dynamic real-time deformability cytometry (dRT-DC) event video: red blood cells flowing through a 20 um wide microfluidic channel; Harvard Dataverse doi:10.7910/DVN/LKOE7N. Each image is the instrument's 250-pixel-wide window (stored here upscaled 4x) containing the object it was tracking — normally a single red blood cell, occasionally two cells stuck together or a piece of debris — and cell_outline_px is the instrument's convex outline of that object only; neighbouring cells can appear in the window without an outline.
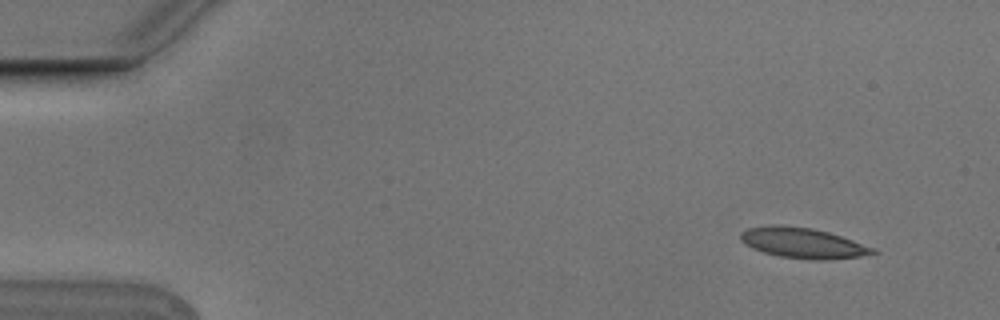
{"species": "Egyptian fruit bat (a non-hibernating species)", "species_latin": "Rousettus aegyptiacus", "temperature_condition": "cold", "stored_images_in_passage": 4, "camera_frame_rate_fps": 3000, "um_per_image_px": 0.085, "animal": {"sex": "male"}, "frame": {"image": 1, "passage_image": 1, "time_ms": 0.0, "image_size_px": [1000, 320], "cell_outline_px": [[880, 252], [860, 256], [828, 260], [812, 260], [780, 256], [764, 252], [752, 248], [744, 244], [740, 240], [740, 232], [748, 228], [772, 224], [780, 224], [812, 228], [828, 232], [876, 248]], "centroid_in_image_um": [68.23, 20.65], "position_along_channel_um": 16.8, "area_um2": 23.58}}